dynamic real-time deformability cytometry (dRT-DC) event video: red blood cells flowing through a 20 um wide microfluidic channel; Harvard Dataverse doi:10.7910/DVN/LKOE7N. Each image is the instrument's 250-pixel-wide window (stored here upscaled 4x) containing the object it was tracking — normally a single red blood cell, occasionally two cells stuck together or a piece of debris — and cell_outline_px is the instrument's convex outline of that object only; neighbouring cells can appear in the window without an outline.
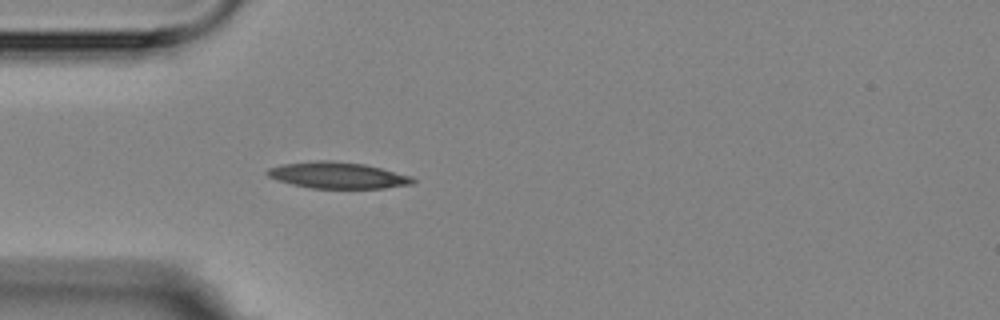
{"species": "Egyptian fruit bat (a non-hibernating species)", "species_latin": "Rousettus aegyptiacus", "temperature_condition": "room temperature", "stored_images_in_passage": 4, "camera_frame_rate_fps": 3000, "um_per_image_px": 0.085, "animal": {"sex": "female"}, "frame": {"image": 1, "passage_image": 4, "time_ms": 3.667, "image_size_px": [1000, 320], "cell_outline_px": [[416, 184], [384, 188], [312, 188], [292, 184], [276, 180], [268, 176], [264, 172], [268, 168], [280, 164], [316, 160], [332, 160], [364, 164], [412, 176], [416, 180]], "centroid_in_image_um": [28.69, 14.89], "position_along_channel_um": 56.3, "area_um2": 22.54}}